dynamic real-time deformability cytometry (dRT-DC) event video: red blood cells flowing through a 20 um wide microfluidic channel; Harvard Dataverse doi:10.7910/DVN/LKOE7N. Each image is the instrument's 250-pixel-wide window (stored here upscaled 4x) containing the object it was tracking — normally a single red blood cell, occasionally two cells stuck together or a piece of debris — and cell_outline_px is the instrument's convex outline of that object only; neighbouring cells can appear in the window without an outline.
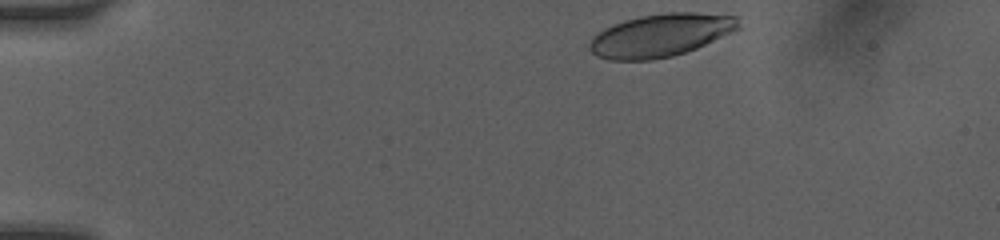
{"species": "human", "species_latin": "Homo sapiens", "temperature_condition": "room temperature", "stored_images_in_passage": 10, "camera_frame_rate_fps": 3000, "um_per_image_px": 0.085, "donor": {"sex": "female"}, "frame": {"image": 1, "passage_image": 1, "time_ms": 0.0, "image_size_px": [1000, 240], "cell_outline_px": [[740, 28], [696, 48], [672, 56], [652, 60], [608, 60], [596, 56], [588, 48], [588, 44], [592, 36], [604, 28], [612, 24], [624, 20], [640, 16], [664, 12], [696, 12], [740, 16]], "centroid_in_image_um": [56.13, 2.98], "position_along_channel_um": 28.9, "area_um2": 37.51}}
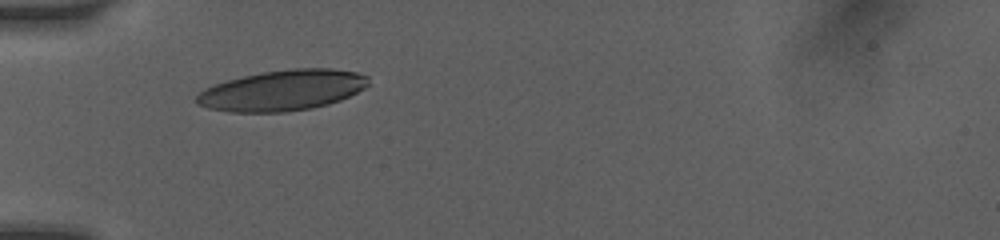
{"frame": {"image": 2, "passage_image": 9, "time_ms": 2.667, "image_size_px": [1000, 240], "cell_outline_px": [[368, 84], [364, 88], [340, 100], [328, 104], [312, 108], [284, 112], [228, 112], [208, 108], [196, 104], [196, 96], [204, 88], [228, 80], [244, 76], [264, 72], [292, 68], [332, 68], [356, 72], [368, 76]], "centroid_in_image_um": [24.0, 7.68], "position_along_channel_um": 61.0, "area_um2": 40.58}}